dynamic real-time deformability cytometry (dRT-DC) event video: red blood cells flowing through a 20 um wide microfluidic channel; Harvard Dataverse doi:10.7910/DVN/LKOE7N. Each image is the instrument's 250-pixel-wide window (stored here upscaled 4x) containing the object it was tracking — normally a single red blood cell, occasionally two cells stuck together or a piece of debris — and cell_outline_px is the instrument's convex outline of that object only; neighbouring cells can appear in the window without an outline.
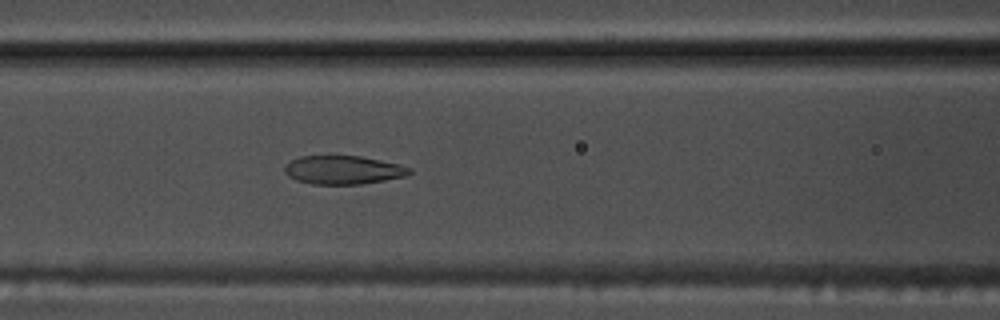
{"species": "common noctule bat (a hibernating species)", "species_latin": "Nyctalus noctula", "temperature_condition": "warm", "stored_images_in_passage": 53, "camera_frame_rate_fps": 3000, "um_per_image_px": 0.085, "animal": {"sex": "male", "body_mass_g": 17.5, "forearm_length_mm": 52.3}, "frame": {"image": 1, "passage_image": 22, "time_ms": 7.0, "image_size_px": [1000, 320], "cell_outline_px": [[412, 172], [408, 176], [360, 184], [312, 184], [296, 180], [288, 176], [284, 172], [284, 168], [292, 160], [300, 156], [360, 156], [400, 164], [412, 168]], "centroid_in_image_um": [29.2, 14.45], "position_along_channel_um": 137.4, "area_um2": 20.75}}
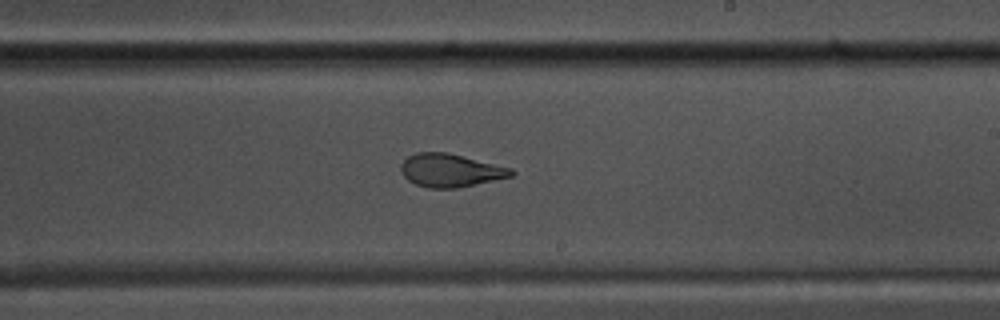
{"frame": {"image": 2, "passage_image": 31, "time_ms": 10.0, "image_size_px": [1000, 320], "cell_outline_px": [[516, 172], [512, 176], [456, 188], [428, 188], [416, 184], [408, 180], [400, 172], [400, 164], [408, 156], [416, 152], [448, 152], [512, 168]], "centroid_in_image_um": [38.26, 14.47], "position_along_channel_um": 250.7, "area_um2": 21.33}}
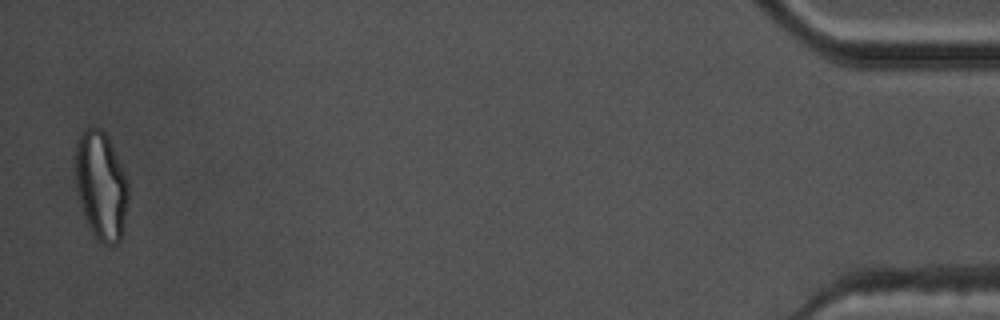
{"frame": {"image": 3, "passage_image": 52, "time_ms": 17.0, "image_size_px": [1000, 320], "cell_outline_px": [[128, 200], [120, 240], [116, 244], [104, 244], [96, 240], [84, 216], [80, 204], [76, 188], [76, 140], [80, 132], [84, 128], [100, 128], [108, 136], [128, 180]], "centroid_in_image_um": [8.58, 15.76], "position_along_channel_um": 426.6, "area_um2": 33.41}, "authors_computed_cell_mechanics": {"area_um2": 23.698, "velocity_mm_per_s": 3.7881, "shape_relaxation_time_tau1_ms": 10.304, "shape_relaxation_time_tau2_ms": 1.3775, "deformation_change_tau1": 0.2896, "deformation_change_tau2": 0.0851}}